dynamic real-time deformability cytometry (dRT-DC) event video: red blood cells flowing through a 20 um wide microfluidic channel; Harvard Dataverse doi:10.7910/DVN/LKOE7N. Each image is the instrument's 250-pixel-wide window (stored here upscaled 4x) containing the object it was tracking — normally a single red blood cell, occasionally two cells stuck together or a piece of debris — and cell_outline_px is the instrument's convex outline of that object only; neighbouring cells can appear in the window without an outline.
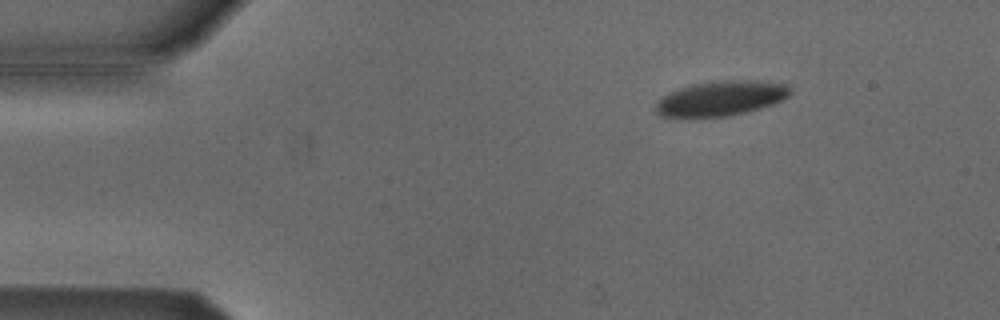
{"species": "Egyptian fruit bat (a non-hibernating species)", "species_latin": "Rousettus aegyptiacus", "temperature_condition": "cold", "stored_images_in_passage": 47, "camera_frame_rate_fps": 3000, "um_per_image_px": 0.085, "animal": {"sex": "male"}, "frame": {"image": 1, "passage_image": 1, "time_ms": 0.0, "image_size_px": [1000, 320], "cell_outline_px": [[792, 92], [788, 96], [772, 104], [760, 108], [728, 116], [688, 120], [680, 120], [660, 116], [656, 112], [656, 104], [664, 96], [680, 88], [692, 84], [724, 80], [752, 80], [788, 84], [792, 88]], "centroid_in_image_um": [61.23, 8.4], "position_along_channel_um": 23.8, "area_um2": 27.92}}
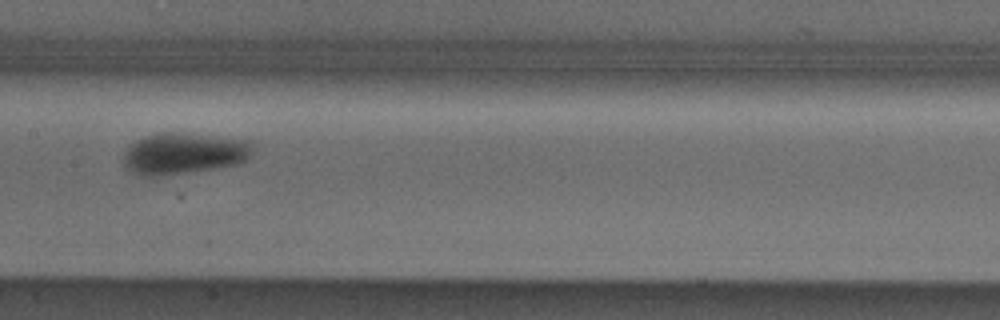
{"frame": {"image": 2, "passage_image": 20, "time_ms": 6.333, "image_size_px": [1000, 320], "cell_outline_px": [[252, 152], [244, 160], [236, 164], [212, 168], [156, 176], [140, 176], [124, 168], [124, 152], [136, 140], [160, 132], [172, 132], [252, 140]], "centroid_in_image_um": [15.59, 13.04], "position_along_channel_um": 191.8, "area_um2": 30.69}}
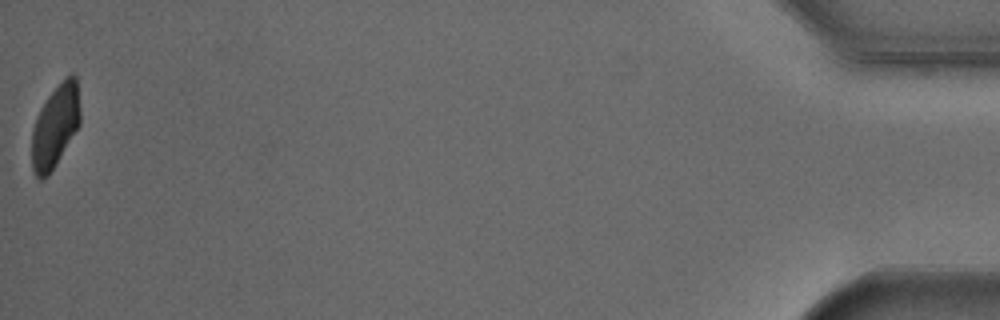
{"frame": {"image": 3, "passage_image": 47, "time_ms": 15.333, "image_size_px": [1000, 320], "cell_outline_px": [[80, 124], [56, 164], [48, 176], [40, 180], [36, 176], [32, 168], [32, 128], [36, 116], [40, 108], [48, 96], [68, 76], [76, 76], [80, 108]], "centroid_in_image_um": [4.68, 10.77], "position_along_channel_um": 430.5, "area_um2": 23.06}, "authors_computed_cell_mechanics": {"area_um2": 28.5532, "velocity_mm_per_s": 3.7954, "shape_relaxation_time_tau1_ms": 2.8328, "shape_relaxation_time_tau2_ms": null, "deformation_change_tau1": 0.0985, "deformation_change_tau2": null}}